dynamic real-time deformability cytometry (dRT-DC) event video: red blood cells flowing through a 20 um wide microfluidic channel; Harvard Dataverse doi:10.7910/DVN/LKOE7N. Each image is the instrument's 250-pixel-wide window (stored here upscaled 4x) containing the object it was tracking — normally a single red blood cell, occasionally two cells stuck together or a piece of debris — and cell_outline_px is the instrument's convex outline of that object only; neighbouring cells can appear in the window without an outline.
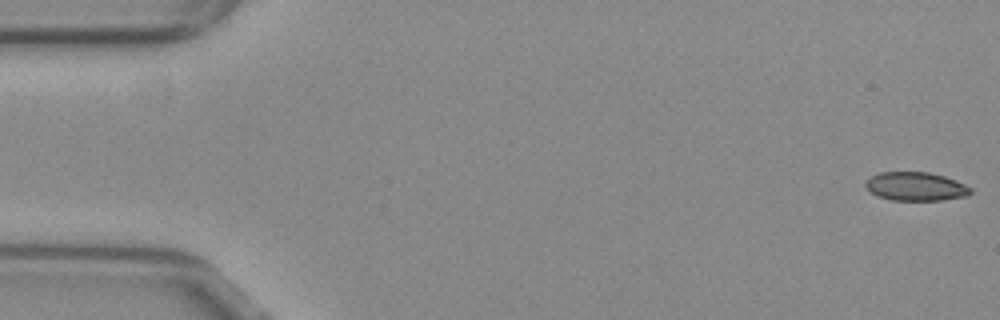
{"species": "common noctule bat (a hibernating species)", "species_latin": "Nyctalus noctula", "temperature_condition": "warm", "stored_images_in_passage": 53, "camera_frame_rate_fps": 3000, "um_per_image_px": 0.085, "animal": {"sex": "female", "body_mass_g": 29.2, "forearm_length_mm": 56.3}, "frame": {"image": 1, "passage_image": 1, "time_ms": 0.0, "image_size_px": [1000, 320], "cell_outline_px": [[972, 192], [968, 196], [944, 200], [892, 200], [876, 196], [864, 184], [872, 176], [880, 172], [928, 172], [944, 176], [956, 180], [972, 188]], "centroid_in_image_um": [77.88, 15.85], "position_along_channel_um": 7.1, "area_um2": 17.51}}
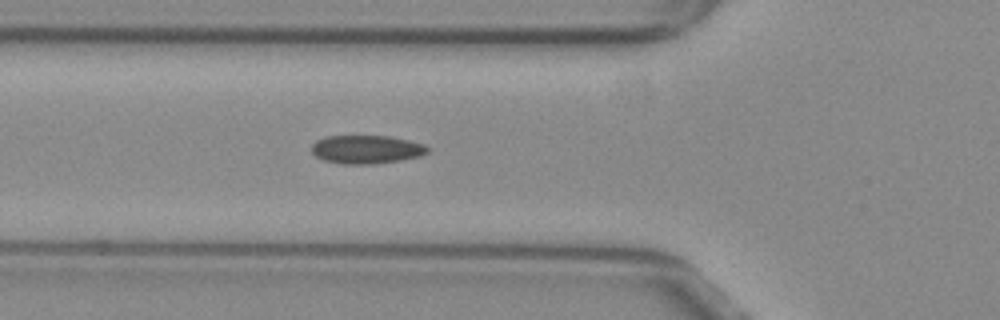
{"frame": {"image": 2, "passage_image": 19, "time_ms": 6.0, "image_size_px": [1000, 320], "cell_outline_px": [[428, 152], [420, 156], [400, 160], [372, 164], [340, 164], [324, 160], [316, 156], [312, 152], [312, 144], [316, 140], [324, 136], [388, 136], [408, 140], [424, 144], [428, 148]], "centroid_in_image_um": [31.12, 12.7], "position_along_channel_um": 94.7, "area_um2": 19.19}}
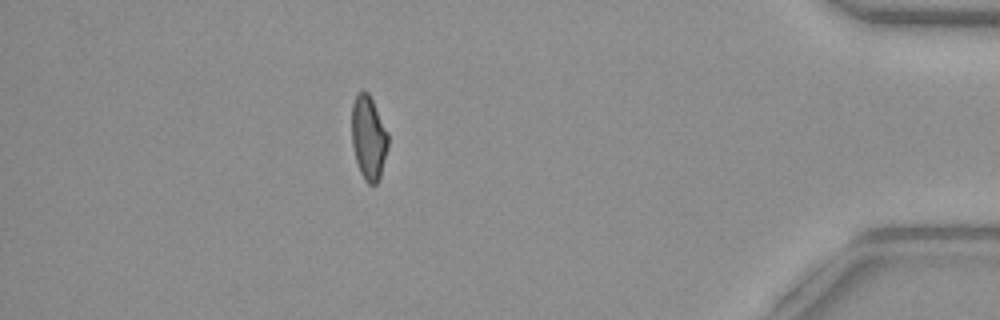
{"frame": {"image": 3, "passage_image": 47, "time_ms": 15.333, "image_size_px": [1000, 320], "cell_outline_px": [[388, 144], [380, 180], [376, 184], [368, 184], [364, 180], [360, 172], [356, 160], [352, 144], [352, 104], [356, 96], [360, 92], [368, 92], [388, 132]], "centroid_in_image_um": [31.33, 11.75], "position_along_channel_um": 403.9, "area_um2": 17.69}, "authors_computed_cell_mechanics": {"area_um2": 18.7272, "velocity_mm_per_s": 3.8636, "shape_relaxation_time_tau1_ms": null, "shape_relaxation_time_tau2_ms": 2.1622, "deformation_change_tau1": null, "deformation_change_tau2": 0.0713}}